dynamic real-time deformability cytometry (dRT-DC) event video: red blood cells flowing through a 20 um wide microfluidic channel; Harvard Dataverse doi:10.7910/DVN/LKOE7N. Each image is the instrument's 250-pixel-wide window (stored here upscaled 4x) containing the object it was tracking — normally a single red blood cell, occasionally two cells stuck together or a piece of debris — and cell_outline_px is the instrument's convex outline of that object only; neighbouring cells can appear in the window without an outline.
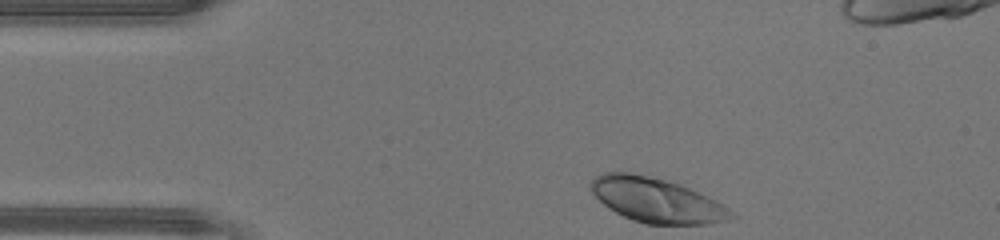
{"species": "human", "species_latin": "Homo sapiens", "temperature_condition": "warm", "stored_images_in_passage": 29, "camera_frame_rate_fps": 3000, "um_per_image_px": 0.085, "donor": {"sex": "male"}, "frame": {"image": 1, "passage_image": 1, "time_ms": 0.0, "image_size_px": [1000, 240], "cell_outline_px": [[740, 216], [728, 220], [708, 224], [644, 224], [632, 220], [608, 208], [588, 188], [588, 184], [596, 176], [604, 172], [632, 172], [668, 180], [680, 184], [716, 200]], "centroid_in_image_um": [55.82, 17.01], "position_along_channel_um": 29.2, "area_um2": 36.7}}
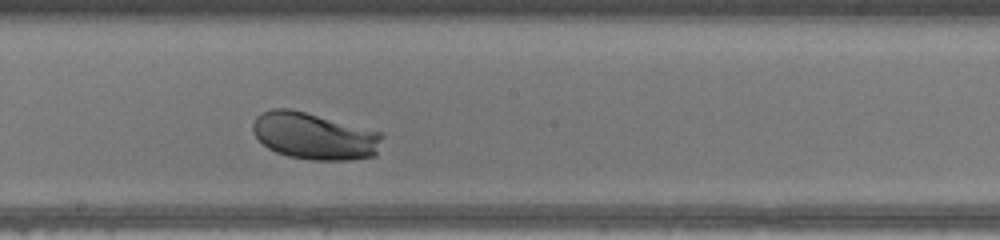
{"frame": {"image": 2, "passage_image": 17, "time_ms": 5.333, "image_size_px": [1000, 240], "cell_outline_px": [[384, 136], [376, 152], [372, 156], [348, 160], [312, 160], [288, 156], [276, 152], [268, 148], [252, 132], [252, 124], [256, 116], [272, 108], [288, 108], [384, 132]], "centroid_in_image_um": [26.72, 11.56], "position_along_channel_um": 221.5, "area_um2": 35.26}}
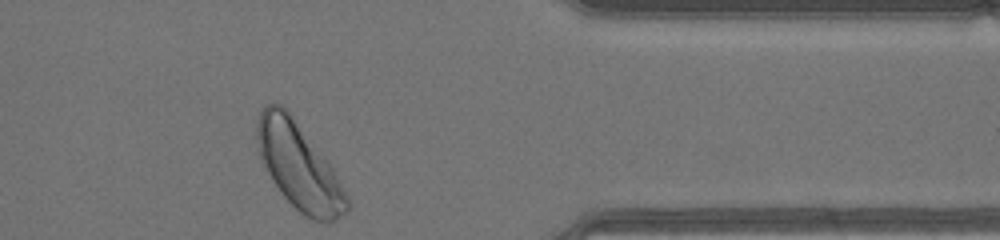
{"frame": {"image": 3, "passage_image": 29, "time_ms": 9.333, "image_size_px": [1000, 240], "cell_outline_px": [[352, 204], [336, 220], [328, 224], [312, 220], [300, 212], [280, 192], [264, 168], [260, 156], [256, 140], [256, 120], [260, 108], [264, 104], [280, 104], [288, 108], [332, 168], [348, 196]], "centroid_in_image_um": [25.38, 14.1], "position_along_channel_um": 386.0, "area_um2": 45.49}}